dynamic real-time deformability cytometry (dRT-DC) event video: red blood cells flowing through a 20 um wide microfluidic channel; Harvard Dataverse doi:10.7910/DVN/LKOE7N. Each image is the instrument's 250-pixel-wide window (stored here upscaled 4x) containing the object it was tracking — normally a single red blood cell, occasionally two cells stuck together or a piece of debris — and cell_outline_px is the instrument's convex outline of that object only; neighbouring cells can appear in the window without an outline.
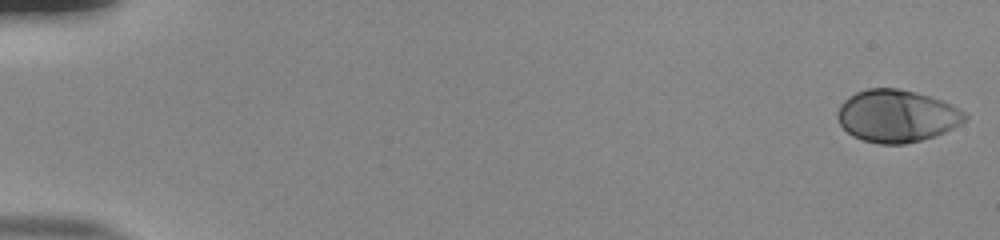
{"species": "human", "species_latin": "Homo sapiens", "temperature_condition": "room temperature", "stored_images_in_passage": 54, "camera_frame_rate_fps": 3000, "um_per_image_px": 0.085, "donor": {"sex": "male"}, "frame": {"image": 1, "passage_image": 1, "time_ms": 0.0, "image_size_px": [1000, 240], "cell_outline_px": [[968, 120], [936, 136], [904, 144], [880, 144], [864, 140], [852, 136], [840, 124], [836, 116], [836, 112], [840, 104], [848, 96], [856, 92], [868, 88], [896, 88], [916, 92], [940, 100], [964, 112], [968, 116]], "centroid_in_image_um": [76.19, 9.86], "position_along_channel_um": 8.8, "area_um2": 38.78}}
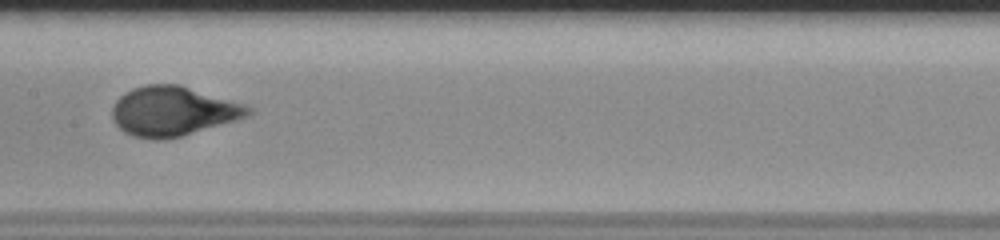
{"frame": {"image": 2, "passage_image": 29, "time_ms": 9.333, "image_size_px": [1000, 240], "cell_outline_px": [[252, 112], [248, 116], [236, 120], [180, 136], [164, 140], [152, 140], [132, 136], [124, 132], [112, 120], [112, 104], [124, 92], [132, 88], [144, 84], [180, 84], [244, 104], [252, 108]], "centroid_in_image_um": [14.66, 9.44], "position_along_channel_um": 192.7, "area_um2": 39.42}}
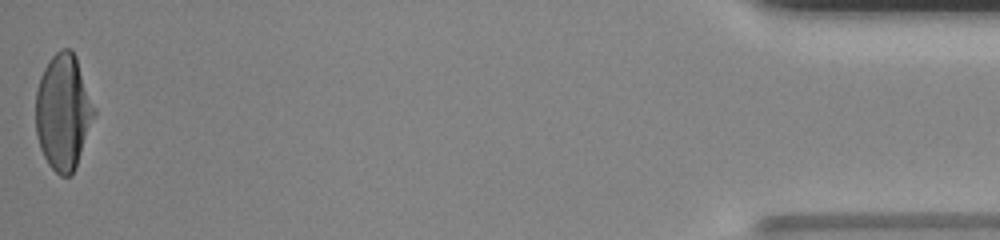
{"frame": {"image": 3, "passage_image": 54, "time_ms": 17.667, "image_size_px": [1000, 240], "cell_outline_px": [[96, 112], [76, 168], [72, 176], [60, 176], [48, 164], [40, 148], [36, 136], [36, 88], [40, 76], [48, 60], [60, 48], [72, 48], [76, 56], [96, 108]], "centroid_in_image_um": [5.38, 9.51], "position_along_channel_um": 429.8, "area_um2": 39.82}, "authors_computed_cell_mechanics": {"area_um2": 38.2347, "velocity_mm_per_s": 3.8513, "shape_relaxation_time_tau1_ms": 5.0733, "shape_relaxation_time_tau2_ms": null, "deformation_change_tau1": 0.2249, "deformation_change_tau2": null}}